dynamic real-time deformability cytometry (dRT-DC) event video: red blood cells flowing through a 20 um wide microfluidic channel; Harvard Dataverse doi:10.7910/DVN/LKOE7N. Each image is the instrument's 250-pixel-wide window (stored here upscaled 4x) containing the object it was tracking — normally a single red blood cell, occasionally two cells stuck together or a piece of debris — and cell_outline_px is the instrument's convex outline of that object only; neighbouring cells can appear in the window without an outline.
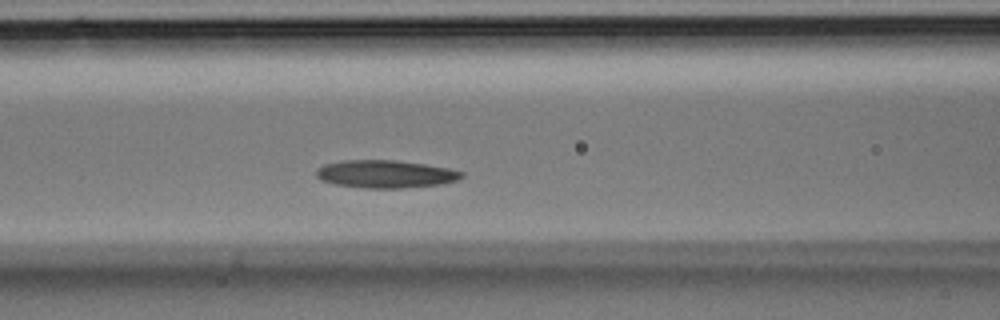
{"species": "Egyptian fruit bat (a non-hibernating species)", "species_latin": "Rousettus aegyptiacus", "temperature_condition": "room temperature", "stored_images_in_passage": 32, "camera_frame_rate_fps": 3000, "um_per_image_px": 0.085, "animal": {"sex": "male"}, "frame": {"image": 1, "passage_image": 10, "time_ms": 3.0, "image_size_px": [1000, 320], "cell_outline_px": [[464, 176], [456, 180], [444, 184], [400, 188], [364, 188], [336, 184], [320, 180], [316, 176], [316, 168], [324, 164], [344, 160], [396, 160], [424, 164], [448, 168], [464, 172]], "centroid_in_image_um": [32.76, 14.79], "position_along_channel_um": 133.8, "area_um2": 23.58}}
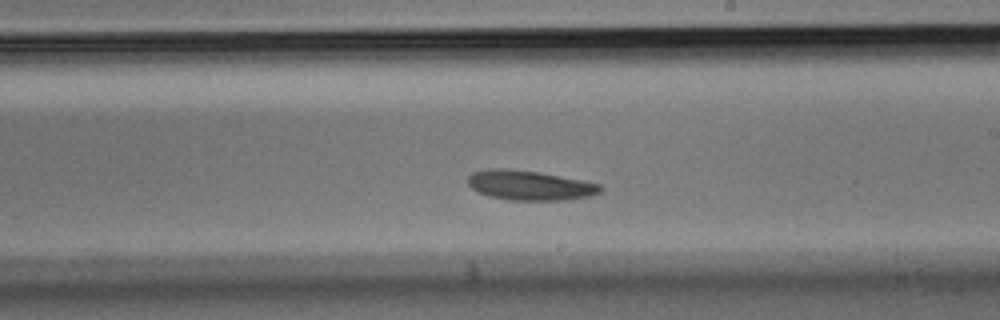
{"frame": {"image": 2, "passage_image": 16, "time_ms": 5.0, "image_size_px": [1000, 320], "cell_outline_px": [[604, 188], [600, 192], [588, 196], [568, 200], [508, 200], [488, 196], [472, 188], [468, 184], [468, 176], [472, 172], [492, 168], [500, 168], [540, 172], [600, 184]], "centroid_in_image_um": [45.02, 15.76], "position_along_channel_um": 244.0, "area_um2": 22.83}}
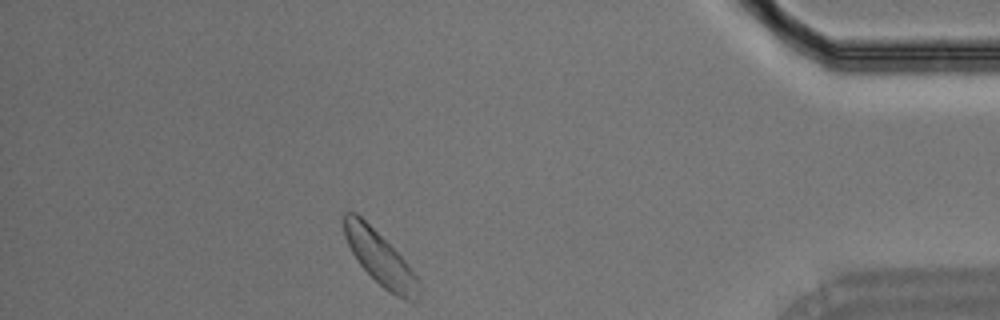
{"frame": {"image": 3, "passage_image": 27, "time_ms": 8.667, "image_size_px": [1000, 320], "cell_outline_px": [[420, 292], [412, 300], [404, 300], [388, 292], [360, 264], [352, 252], [344, 236], [340, 220], [344, 212], [356, 212], [404, 260], [416, 276], [420, 284]], "centroid_in_image_um": [32.24, 21.92], "position_along_channel_um": 403.0, "area_um2": 22.72}}